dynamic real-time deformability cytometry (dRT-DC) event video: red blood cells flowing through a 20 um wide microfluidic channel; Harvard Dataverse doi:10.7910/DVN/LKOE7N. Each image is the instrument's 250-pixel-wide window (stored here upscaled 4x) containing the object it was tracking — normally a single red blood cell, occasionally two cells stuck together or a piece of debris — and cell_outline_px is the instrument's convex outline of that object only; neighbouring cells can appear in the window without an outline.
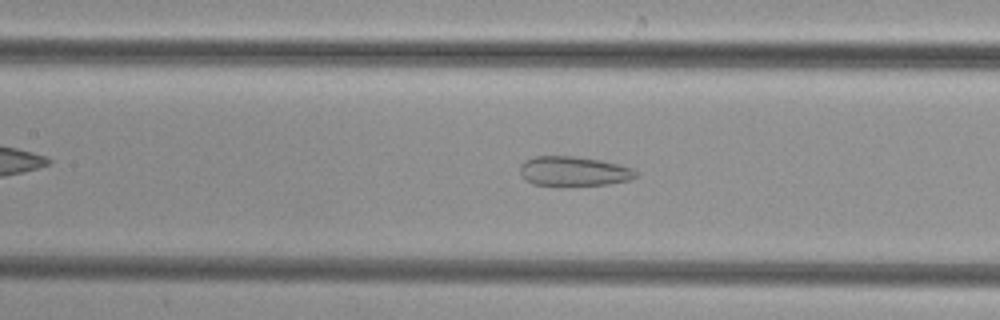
{"species": "common noctule bat (a hibernating species)", "species_latin": "Nyctalus noctula", "temperature_condition": "cold", "stored_images_in_passage": 42, "camera_frame_rate_fps": 3000, "um_per_image_px": 0.085, "animal": {"sex": "female", "body_mass_g": 29.2, "forearm_length_mm": 56.3}, "frame": {"image": 1, "passage_image": 17, "time_ms": 5.333, "image_size_px": [1000, 320], "cell_outline_px": [[636, 176], [628, 180], [608, 184], [532, 184], [520, 172], [520, 164], [524, 160], [536, 156], [572, 156], [600, 160], [632, 168], [636, 172]], "centroid_in_image_um": [48.74, 14.53], "position_along_channel_um": 158.7, "area_um2": 19.31}}
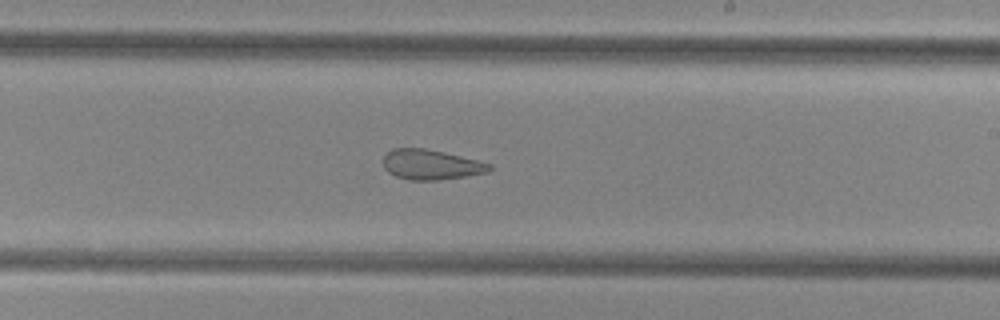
{"frame": {"image": 2, "passage_image": 24, "time_ms": 7.667, "image_size_px": [1000, 320], "cell_outline_px": [[492, 168], [488, 172], [464, 176], [436, 180], [408, 180], [396, 176], [388, 172], [384, 168], [384, 156], [392, 148], [424, 148], [444, 152], [492, 164]], "centroid_in_image_um": [36.61, 13.99], "position_along_channel_um": 252.4, "area_um2": 18.44}}
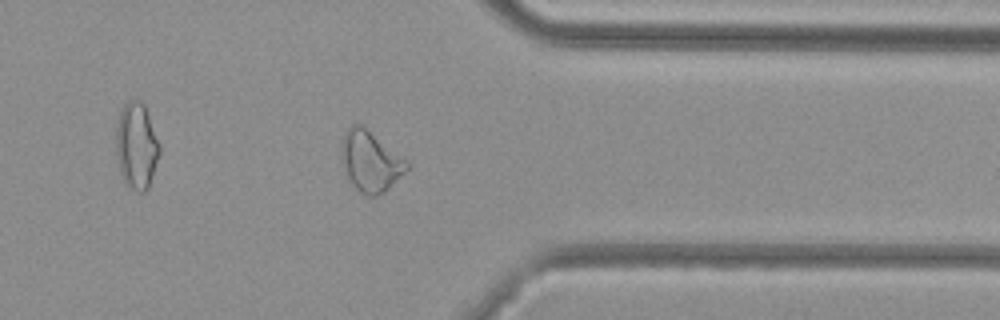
{"frame": {"image": 3, "passage_image": 34, "time_ms": 11.0, "image_size_px": [1000, 320], "cell_outline_px": [[412, 164], [384, 192], [376, 196], [368, 196], [360, 192], [352, 184], [348, 176], [340, 156], [340, 144], [344, 132], [352, 124], [360, 124], [408, 160]], "centroid_in_image_um": [31.47, 13.69], "position_along_channel_um": 379.9, "area_um2": 22.95}}